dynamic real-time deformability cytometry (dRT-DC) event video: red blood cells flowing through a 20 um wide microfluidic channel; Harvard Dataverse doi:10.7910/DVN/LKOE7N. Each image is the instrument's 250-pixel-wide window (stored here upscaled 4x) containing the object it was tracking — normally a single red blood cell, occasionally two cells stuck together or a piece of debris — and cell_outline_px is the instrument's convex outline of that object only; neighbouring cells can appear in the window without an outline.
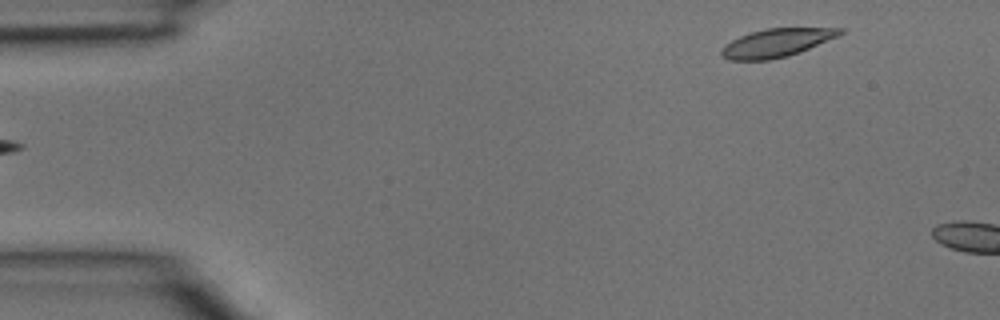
{"species": "common noctule bat (a hibernating species)", "species_latin": "Nyctalus noctula", "temperature_condition": "room temperature", "stored_images_in_passage": 3, "segment_of_instrument_passage": [2, 2], "camera_frame_rate_fps": 3000, "um_per_image_px": 0.085, "animal": {"sex": "male", "body_mass_g": 15.6}, "frame": {"image": 1, "passage_image": 3, "time_ms": 0.667, "image_size_px": [1000, 320], "cell_outline_px": [[844, 32], [840, 36], [800, 52], [788, 56], [768, 60], [728, 60], [720, 56], [720, 48], [724, 44], [740, 36], [752, 32], [768, 28], [844, 28]], "centroid_in_image_um": [66.0, 3.65], "position_along_channel_um": 19.0, "area_um2": 19.71}}